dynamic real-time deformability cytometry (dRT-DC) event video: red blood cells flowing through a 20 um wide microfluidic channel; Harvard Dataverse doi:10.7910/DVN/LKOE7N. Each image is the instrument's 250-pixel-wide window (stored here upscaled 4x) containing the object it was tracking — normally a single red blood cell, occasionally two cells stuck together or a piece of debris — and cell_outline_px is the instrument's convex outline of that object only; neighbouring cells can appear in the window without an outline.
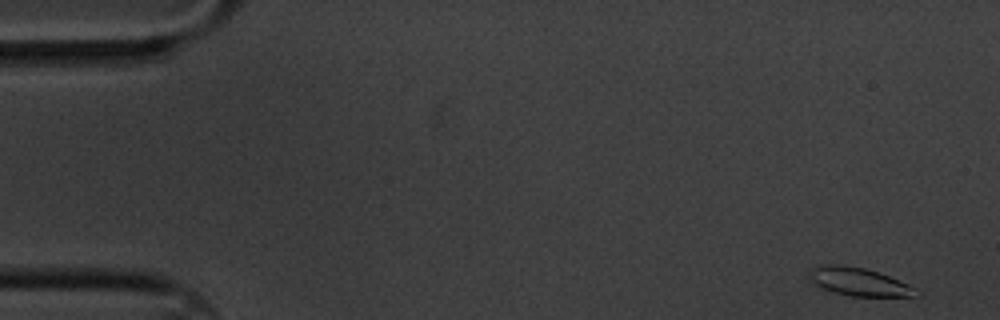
{"species": "common noctule bat (a hibernating species)", "species_latin": "Nyctalus noctula", "temperature_condition": "cold", "stored_images_in_passage": 5, "camera_frame_rate_fps": 3000, "um_per_image_px": 0.085, "animal": {"sex": "male", "body_mass_g": 20.1, "forearm_length_mm": 53.5}, "frame": {"image": 1, "passage_image": 1, "time_ms": 0.0, "image_size_px": [1000, 320], "cell_outline_px": [[920, 296], [852, 296], [820, 288], [812, 284], [808, 280], [808, 276], [812, 268], [816, 264], [840, 264], [864, 268], [888, 276], [908, 284], [916, 288], [920, 292]], "centroid_in_image_um": [72.94, 23.94], "position_along_channel_um": 12.1, "area_um2": 17.63}}